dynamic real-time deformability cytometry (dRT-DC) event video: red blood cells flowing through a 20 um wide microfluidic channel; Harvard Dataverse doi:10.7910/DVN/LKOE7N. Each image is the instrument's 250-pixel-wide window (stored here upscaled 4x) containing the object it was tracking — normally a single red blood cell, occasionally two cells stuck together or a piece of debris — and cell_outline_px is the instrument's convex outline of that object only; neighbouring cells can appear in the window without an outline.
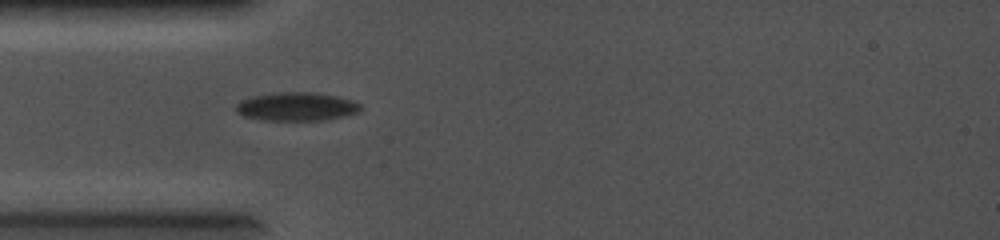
{"species": "common noctule bat (a hibernating species)", "species_latin": "Nyctalus noctula", "temperature_condition": "cold", "stored_images_in_passage": 6, "camera_frame_rate_fps": 5000, "um_per_image_px": 0.085, "animal": {"sex": "female", "body_mass_g": 19.0, "forearm_length_mm": 56.7}, "frame": {"image": 1, "passage_image": 3, "time_ms": 0.4, "image_size_px": [1000, 240], "cell_outline_px": [[360, 112], [344, 116], [324, 120], [264, 120], [244, 116], [236, 112], [236, 104], [240, 100], [252, 96], [276, 92], [312, 92], [336, 96], [352, 100], [360, 104]], "centroid_in_image_um": [25.19, 9.06], "position_along_channel_um": 59.8, "area_um2": 20.69}}